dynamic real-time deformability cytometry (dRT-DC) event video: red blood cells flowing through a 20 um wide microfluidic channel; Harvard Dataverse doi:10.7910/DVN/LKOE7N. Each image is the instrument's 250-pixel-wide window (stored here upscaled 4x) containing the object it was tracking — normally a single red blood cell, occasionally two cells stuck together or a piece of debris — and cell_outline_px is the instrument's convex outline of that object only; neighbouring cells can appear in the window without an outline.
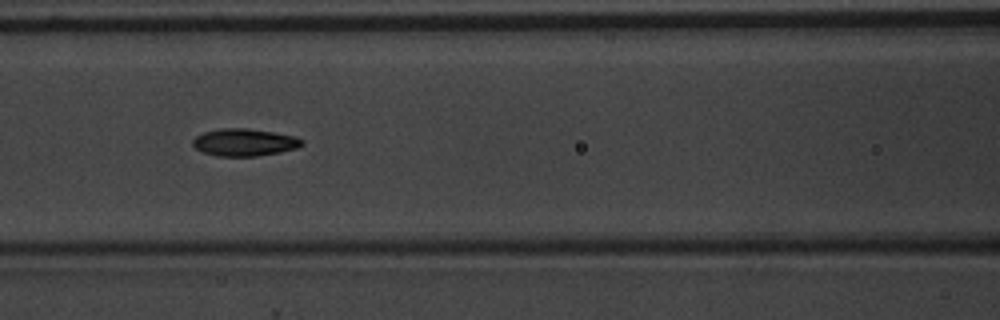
{"species": "common noctule bat (a hibernating species)", "species_latin": "Nyctalus noctula", "temperature_condition": "warm", "stored_images_in_passage": 14, "camera_frame_rate_fps": 3000, "um_per_image_px": 0.085, "animal": {"sex": "male", "body_mass_g": 20.1, "forearm_length_mm": 53.5}, "frame": {"image": 1, "passage_image": 12, "time_ms": 3.667, "image_size_px": [1000, 320], "cell_outline_px": [[304, 144], [296, 148], [280, 152], [256, 156], [216, 156], [204, 152], [196, 148], [192, 144], [192, 140], [196, 136], [204, 132], [220, 128], [248, 128], [296, 136], [304, 140]], "centroid_in_image_um": [20.78, 12.09], "position_along_channel_um": 145.8, "area_um2": 17.4}}